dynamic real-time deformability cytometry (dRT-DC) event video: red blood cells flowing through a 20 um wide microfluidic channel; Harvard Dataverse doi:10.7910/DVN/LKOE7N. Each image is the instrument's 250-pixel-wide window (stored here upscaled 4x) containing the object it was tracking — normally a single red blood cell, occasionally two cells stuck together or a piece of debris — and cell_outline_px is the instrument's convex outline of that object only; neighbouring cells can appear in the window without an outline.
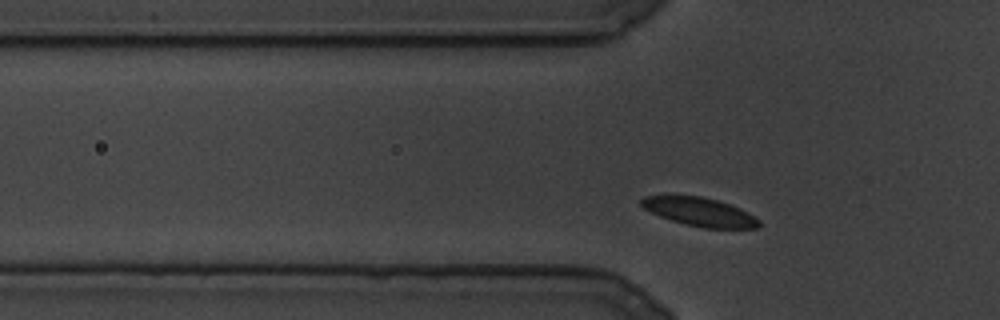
{"species": "common noctule bat (a hibernating species)", "species_latin": "Nyctalus noctula", "temperature_condition": "cold", "stored_images_in_passage": 30, "camera_frame_rate_fps": 3000, "um_per_image_px": 0.085, "animal": {"sex": "male", "body_mass_g": 19.5, "forearm_length_mm": 54.6}, "frame": {"image": 1, "passage_image": 2, "time_ms": 0.333, "image_size_px": [1000, 320], "cell_outline_px": [[760, 228], [704, 228], [672, 220], [660, 216], [644, 208], [640, 204], [640, 200], [644, 196], [672, 192], [676, 192], [700, 196], [716, 200], [740, 208], [760, 220]], "centroid_in_image_um": [59.4, 17.95], "position_along_channel_um": 66.4, "area_um2": 20.06}}
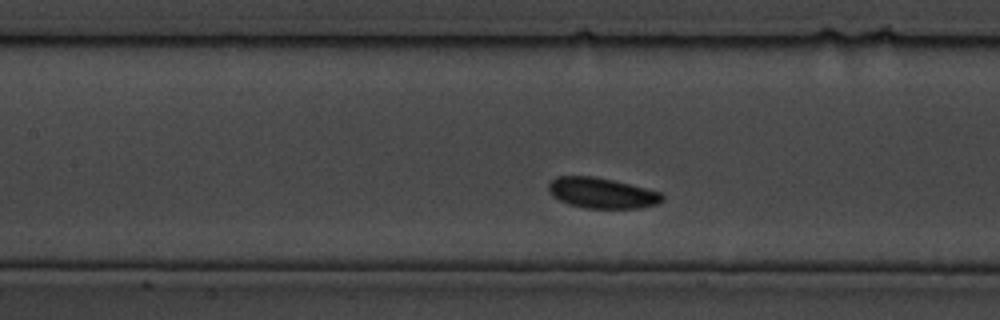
{"frame": {"image": 2, "passage_image": 18, "time_ms": 5.667, "image_size_px": [1000, 320], "cell_outline_px": [[664, 200], [660, 204], [640, 208], [584, 208], [560, 200], [552, 196], [548, 188], [548, 184], [552, 180], [560, 176], [596, 176], [660, 192], [664, 196]], "centroid_in_image_um": [51.19, 16.41], "position_along_channel_um": 156.2, "area_um2": 20.11}}
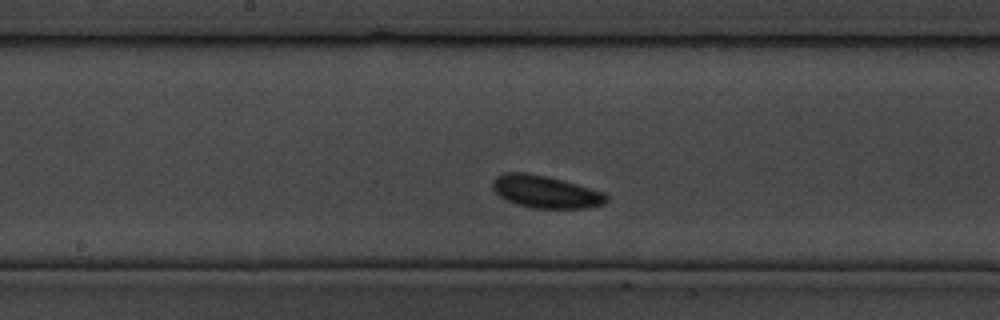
{"frame": {"image": 3, "passage_image": 26, "time_ms": 8.333, "image_size_px": [1000, 320], "cell_outline_px": [[608, 200], [604, 204], [588, 208], [532, 208], [516, 204], [500, 196], [492, 188], [492, 180], [496, 176], [504, 172], [524, 172], [548, 176], [604, 192], [608, 196]], "centroid_in_image_um": [46.37, 16.29], "position_along_channel_um": 201.8, "area_um2": 21.56}}